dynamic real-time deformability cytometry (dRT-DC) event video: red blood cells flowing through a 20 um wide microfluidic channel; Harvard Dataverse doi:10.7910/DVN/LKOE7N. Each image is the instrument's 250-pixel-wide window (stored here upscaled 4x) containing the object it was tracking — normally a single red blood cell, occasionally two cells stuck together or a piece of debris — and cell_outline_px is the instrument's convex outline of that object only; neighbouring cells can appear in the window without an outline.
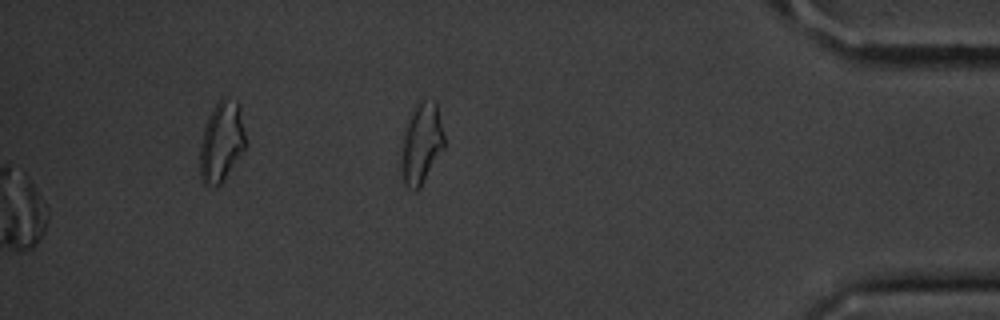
{"species": "common noctule bat (a hibernating species)", "species_latin": "Nyctalus noctula", "temperature_condition": "cold", "stored_images_in_passage": 50, "camera_frame_rate_fps": 3000, "um_per_image_px": 0.085, "animal": {"sex": "male", "body_mass_g": 20.1, "forearm_length_mm": 53.5}, "frame": {"image": 1, "passage_image": 50, "time_ms": 16.333, "image_size_px": [1000, 320], "cell_outline_px": [[444, 148], [420, 188], [416, 192], [412, 192], [404, 184], [396, 168], [400, 148], [416, 100], [420, 96], [436, 100], [444, 136]], "centroid_in_image_um": [35.76, 12.23], "position_along_channel_um": 399.4, "area_um2": 21.33}}